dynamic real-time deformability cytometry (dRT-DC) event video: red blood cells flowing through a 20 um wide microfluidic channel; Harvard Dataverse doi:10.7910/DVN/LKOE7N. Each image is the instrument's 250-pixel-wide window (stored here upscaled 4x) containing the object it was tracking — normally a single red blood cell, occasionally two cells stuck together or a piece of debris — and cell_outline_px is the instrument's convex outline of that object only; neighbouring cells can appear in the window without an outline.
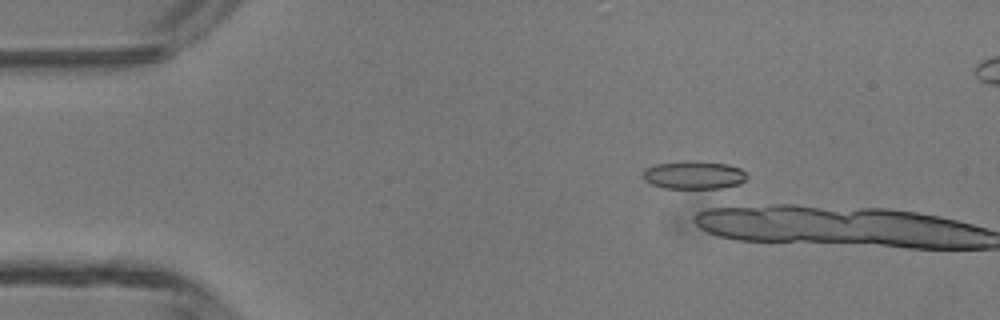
{"species": "common noctule bat (a hibernating species)", "species_latin": "Nyctalus noctula", "temperature_condition": "room temperature", "stored_images_in_passage": 9, "camera_frame_rate_fps": 3000, "um_per_image_px": 0.085, "animal": {"sex": "male", "body_mass_g": 13.3}, "frame": {"image": 1, "passage_image": 8, "time_ms": 2.333, "image_size_px": [1000, 320], "cell_outline_px": [[748, 176], [740, 184], [712, 192], [708, 192], [664, 188], [652, 184], [644, 180], [640, 176], [644, 168], [656, 164], [688, 160], [696, 160], [728, 164], [740, 168]], "centroid_in_image_um": [58.99, 14.93], "position_along_channel_um": 26.0, "area_um2": 18.32}}